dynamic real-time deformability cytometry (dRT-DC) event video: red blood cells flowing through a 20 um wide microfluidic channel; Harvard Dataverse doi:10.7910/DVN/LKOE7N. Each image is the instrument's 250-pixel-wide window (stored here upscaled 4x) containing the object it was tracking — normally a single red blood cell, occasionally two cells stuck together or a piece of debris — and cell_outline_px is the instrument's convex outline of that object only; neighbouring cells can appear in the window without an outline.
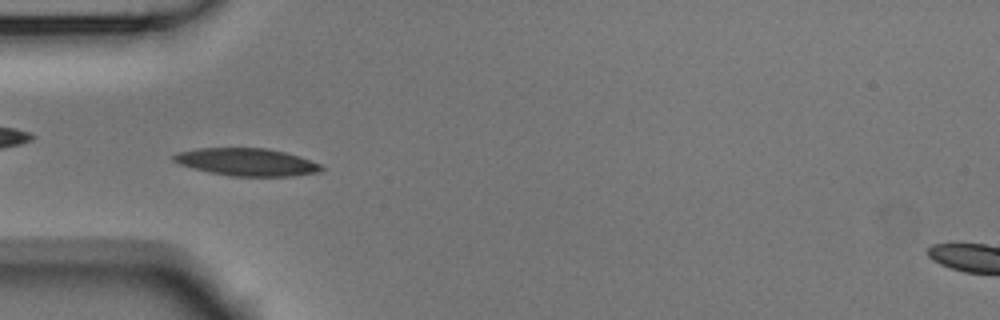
{"species": "Egyptian fruit bat (a non-hibernating species)", "species_latin": "Rousettus aegyptiacus", "temperature_condition": "room temperature", "stored_images_in_passage": 53, "camera_frame_rate_fps": 3000, "um_per_image_px": 0.085, "animal": {"sex": "male"}, "frame": {"image": 1, "passage_image": 16, "time_ms": 5.0, "image_size_px": [1000, 320], "cell_outline_px": [[324, 168], [320, 172], [292, 176], [228, 176], [208, 172], [192, 168], [180, 164], [172, 160], [172, 156], [180, 152], [200, 148], [268, 148], [300, 156], [320, 164]], "centroid_in_image_um": [20.99, 13.78], "position_along_channel_um": 64.0, "area_um2": 23.7}}
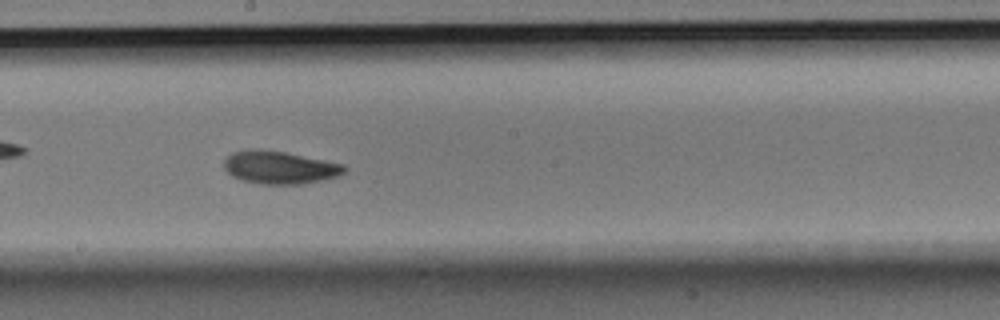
{"frame": {"image": 2, "passage_image": 29, "time_ms": 9.333, "image_size_px": [1000, 320], "cell_outline_px": [[348, 168], [344, 172], [336, 176], [324, 180], [304, 184], [260, 184], [244, 180], [232, 176], [224, 168], [224, 160], [232, 152], [252, 148], [260, 148], [284, 152], [344, 164]], "centroid_in_image_um": [23.76, 14.22], "position_along_channel_um": 224.4, "area_um2": 23.06}}
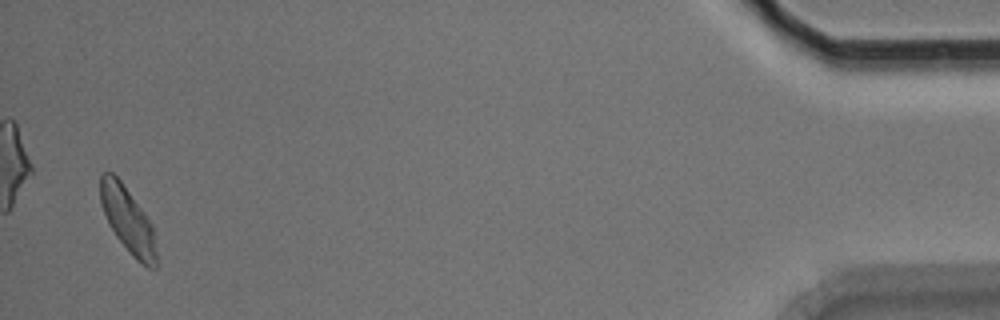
{"frame": {"image": 3, "passage_image": 52, "time_ms": 17.0, "image_size_px": [1000, 320], "cell_outline_px": [[156, 268], [148, 268], [136, 260], [132, 256], [116, 236], [108, 224], [100, 204], [100, 176], [104, 172], [112, 172], [120, 180], [144, 212], [152, 224], [156, 252]], "centroid_in_image_um": [10.85, 18.7], "position_along_channel_um": 424.4, "area_um2": 21.33}, "authors_computed_cell_mechanics": {"area_um2": 22.0218, "velocity_mm_per_s": 3.7091, "shape_relaxation_time_tau1_ms": 3.385, "shape_relaxation_time_tau2_ms": 9.2007, "deformation_change_tau1": 0.1251, "deformation_change_tau2": 0.1464}}